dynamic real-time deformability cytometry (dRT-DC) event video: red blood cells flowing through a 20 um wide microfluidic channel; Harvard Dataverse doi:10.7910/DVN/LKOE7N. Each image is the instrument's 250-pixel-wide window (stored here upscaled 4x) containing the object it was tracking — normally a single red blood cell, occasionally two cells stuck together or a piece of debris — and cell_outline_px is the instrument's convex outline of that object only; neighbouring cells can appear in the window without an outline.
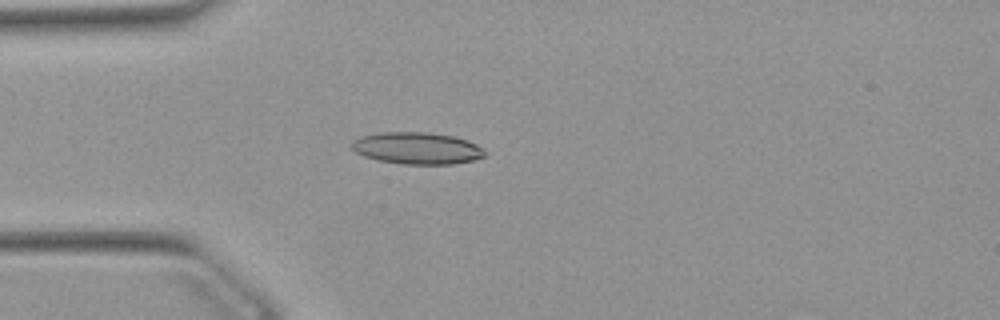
{"species": "Egyptian fruit bat (a non-hibernating species)", "species_latin": "Rousettus aegyptiacus", "temperature_condition": "warm", "stored_images_in_passage": 52, "camera_frame_rate_fps": 3000, "um_per_image_px": 0.085, "animal": {"sex": "female"}, "frame": {"image": 1, "passage_image": 14, "time_ms": 4.333, "image_size_px": [1000, 320], "cell_outline_px": [[488, 152], [484, 156], [476, 160], [452, 164], [404, 164], [380, 160], [364, 156], [356, 152], [352, 148], [352, 140], [360, 136], [380, 132], [428, 132], [452, 136], [468, 140], [476, 144]], "centroid_in_image_um": [35.47, 12.59], "position_along_channel_um": 49.5, "area_um2": 24.8}}
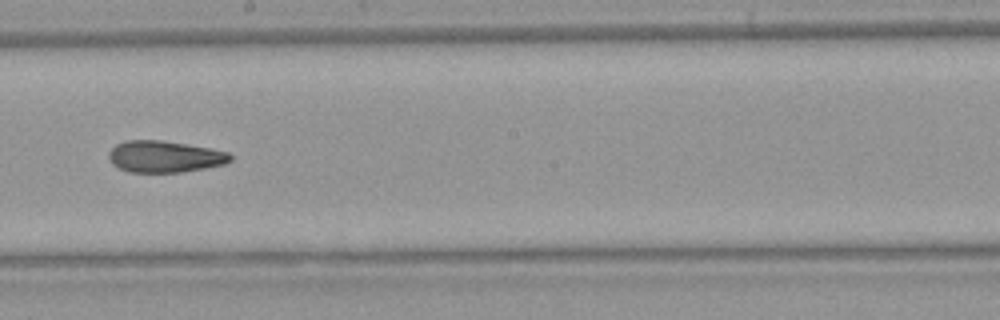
{"frame": {"image": 2, "passage_image": 29, "time_ms": 9.333, "image_size_px": [1000, 320], "cell_outline_px": [[232, 160], [224, 164], [204, 168], [180, 172], [128, 172], [112, 164], [108, 160], [108, 152], [116, 144], [124, 140], [160, 140], [212, 148], [228, 152], [232, 156]], "centroid_in_image_um": [13.97, 13.3], "position_along_channel_um": 234.2, "area_um2": 22.48}}
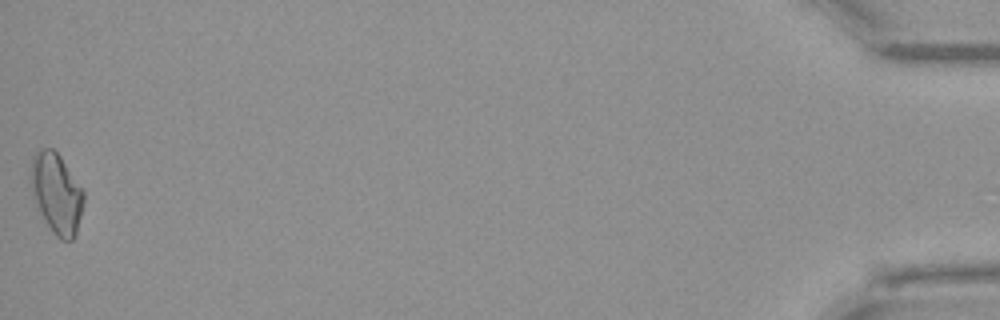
{"frame": {"image": 3, "passage_image": 52, "time_ms": 17.0, "image_size_px": [1000, 320], "cell_outline_px": [[84, 200], [76, 232], [72, 240], [60, 240], [56, 236], [48, 224], [36, 204], [32, 196], [32, 156], [40, 148], [52, 148], [60, 156], [84, 192]], "centroid_in_image_um": [4.81, 16.42], "position_along_channel_um": 430.4, "area_um2": 24.04}, "authors_computed_cell_mechanics": {"area_um2": 22.831, "velocity_mm_per_s": 3.8983, "shape_relaxation_time_tau1_ms": null, "shape_relaxation_time_tau2_ms": 7.9483, "deformation_change_tau1": null, "deformation_change_tau2": 0.1859}}